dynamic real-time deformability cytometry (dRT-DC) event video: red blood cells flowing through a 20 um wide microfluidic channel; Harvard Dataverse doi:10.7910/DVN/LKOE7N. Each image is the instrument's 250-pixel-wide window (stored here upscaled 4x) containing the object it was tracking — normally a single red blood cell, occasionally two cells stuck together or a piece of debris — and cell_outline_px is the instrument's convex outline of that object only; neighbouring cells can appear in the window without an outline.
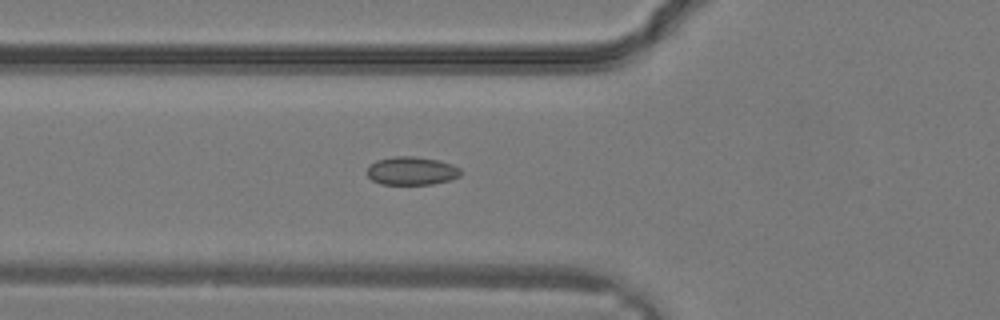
{"species": "common noctule bat (a hibernating species)", "species_latin": "Nyctalus noctula", "temperature_condition": "warm", "stored_images_in_passage": 28, "camera_frame_rate_fps": 3000, "um_per_image_px": 0.085, "animal": {"sex": "male", "body_mass_g": 19.2, "forearm_length_mm": 51.8}, "frame": {"image": 1, "passage_image": 8, "time_ms": 2.333, "image_size_px": [1000, 320], "cell_outline_px": [[460, 176], [448, 180], [432, 184], [380, 184], [372, 180], [368, 176], [368, 164], [376, 160], [392, 156], [412, 156], [436, 160], [452, 164], [460, 168]], "centroid_in_image_um": [34.95, 14.52], "position_along_channel_um": 90.9, "area_um2": 15.37}}
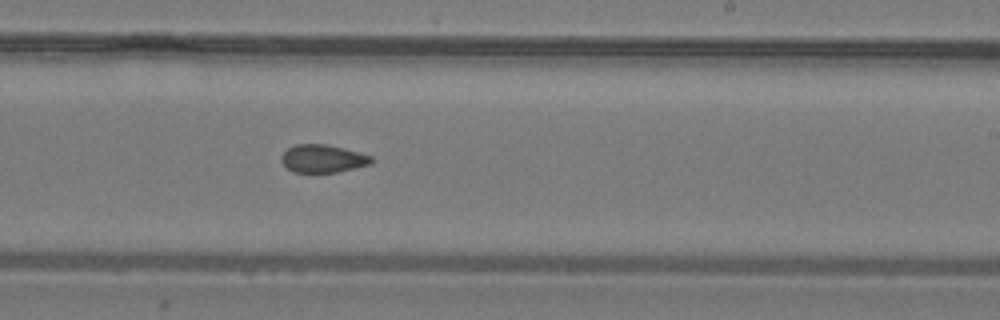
{"frame": {"image": 2, "passage_image": 16, "time_ms": 5.0, "image_size_px": [1000, 320], "cell_outline_px": [[376, 160], [372, 164], [336, 172], [292, 172], [280, 160], [280, 156], [288, 148], [296, 144], [324, 144], [344, 148], [372, 156]], "centroid_in_image_um": [27.46, 13.48], "position_along_channel_um": 261.5, "area_um2": 14.68}}
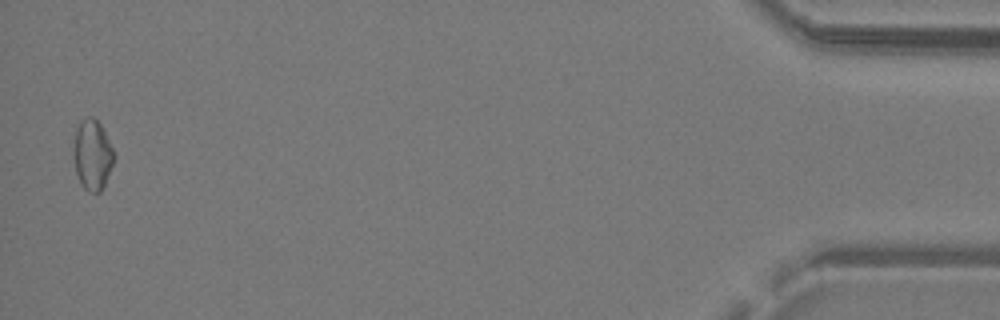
{"frame": {"image": 3, "passage_image": 28, "time_ms": 9.0, "image_size_px": [1000, 320], "cell_outline_px": [[116, 156], [104, 184], [100, 192], [88, 192], [84, 188], [76, 172], [76, 128], [80, 120], [88, 116], [92, 116], [100, 124]], "centroid_in_image_um": [7.89, 13.15], "position_along_channel_um": 427.3, "area_um2": 15.84}}